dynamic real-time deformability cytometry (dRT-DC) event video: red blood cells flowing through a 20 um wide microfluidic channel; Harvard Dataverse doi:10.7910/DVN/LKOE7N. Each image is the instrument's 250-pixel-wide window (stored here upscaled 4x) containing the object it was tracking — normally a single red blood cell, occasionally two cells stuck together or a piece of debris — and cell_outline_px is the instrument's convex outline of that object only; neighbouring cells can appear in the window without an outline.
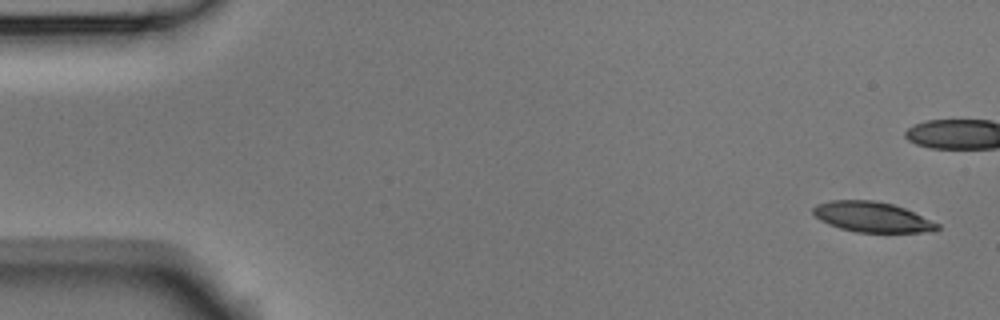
{"species": "Egyptian fruit bat (a non-hibernating species)", "species_latin": "Rousettus aegyptiacus", "temperature_condition": "room temperature", "stored_images_in_passage": 5, "camera_frame_rate_fps": 3000, "um_per_image_px": 0.085, "animal": {"sex": "male"}, "frame": {"image": 1, "passage_image": 1, "time_ms": 0.0, "image_size_px": [1000, 320], "cell_outline_px": [[940, 228], [936, 232], [856, 232], [840, 228], [828, 224], [820, 220], [812, 212], [812, 208], [816, 204], [828, 200], [872, 200], [892, 204], [904, 208], [940, 224]], "centroid_in_image_um": [74.13, 18.44], "position_along_channel_um": 10.9, "area_um2": 21.96}}
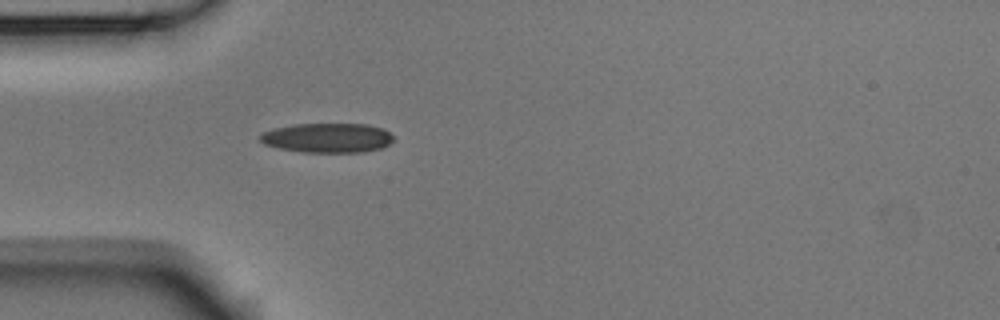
{"frame": {"image": 2, "passage_image": 5, "time_ms": 1.333, "image_size_px": [1000, 320], "cell_outline_px": [[392, 140], [388, 144], [380, 148], [364, 152], [304, 152], [276, 148], [264, 144], [256, 136], [264, 132], [276, 128], [296, 124], [368, 124], [384, 128], [392, 136]], "centroid_in_image_um": [27.81, 11.72], "position_along_channel_um": 57.2, "area_um2": 22.95}}